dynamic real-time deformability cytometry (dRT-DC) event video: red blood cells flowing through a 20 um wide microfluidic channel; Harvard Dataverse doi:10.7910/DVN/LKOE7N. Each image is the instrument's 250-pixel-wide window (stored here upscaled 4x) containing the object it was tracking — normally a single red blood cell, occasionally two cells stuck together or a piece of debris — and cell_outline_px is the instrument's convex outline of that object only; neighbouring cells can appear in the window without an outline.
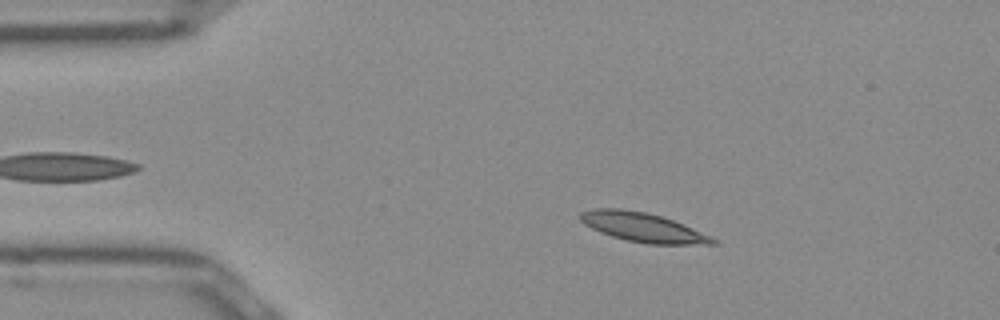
{"species": "Egyptian fruit bat (a non-hibernating species)", "species_latin": "Rousettus aegyptiacus", "temperature_condition": "room temperature", "stored_images_in_passage": 40, "camera_frame_rate_fps": 3000, "um_per_image_px": 0.085, "frame": {"image": 1, "passage_image": 8, "time_ms": 2.333, "image_size_px": [1000, 320], "cell_outline_px": [[720, 244], [648, 244], [628, 240], [612, 236], [600, 232], [584, 224], [580, 220], [580, 212], [596, 208], [620, 208], [644, 212], [660, 216], [672, 220], [712, 236], [720, 240]], "centroid_in_image_um": [54.67, 19.33], "position_along_channel_um": 30.3, "area_um2": 22.43}}
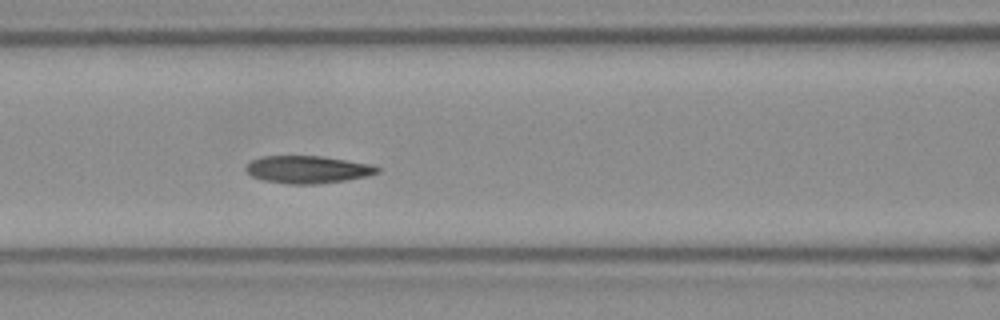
{"frame": {"image": 2, "passage_image": 20, "time_ms": 6.333, "image_size_px": [1000, 320], "cell_outline_px": [[380, 172], [364, 176], [344, 180], [316, 184], [288, 184], [264, 180], [252, 176], [244, 172], [244, 168], [252, 160], [264, 156], [320, 156], [372, 164], [380, 168]], "centroid_in_image_um": [26.12, 14.4], "position_along_channel_um": 140.5, "area_um2": 20.92}}
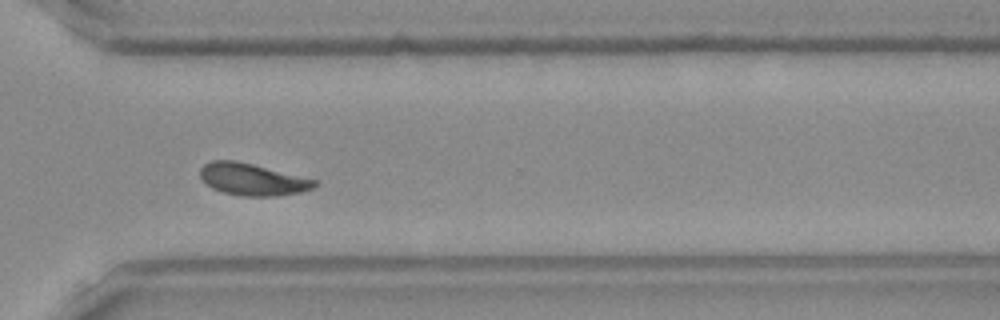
{"frame": {"image": 3, "passage_image": 36, "time_ms": 11.667, "image_size_px": [1000, 320], "cell_outline_px": [[320, 184], [312, 188], [300, 192], [276, 196], [244, 196], [224, 192], [212, 188], [200, 176], [200, 168], [204, 164], [212, 160], [232, 160], [252, 164], [316, 180]], "centroid_in_image_um": [21.45, 15.25], "position_along_channel_um": 349.1, "area_um2": 20.98}, "authors_computed_cell_mechanics": {"area_um2": 21.4149, "velocity_mm_per_s": 3.9173, "shape_relaxation_time_tau1_ms": 3.9724, "shape_relaxation_time_tau2_ms": 1.6202, "deformation_change_tau1": 0.138, "deformation_change_tau2": 0.0727}}